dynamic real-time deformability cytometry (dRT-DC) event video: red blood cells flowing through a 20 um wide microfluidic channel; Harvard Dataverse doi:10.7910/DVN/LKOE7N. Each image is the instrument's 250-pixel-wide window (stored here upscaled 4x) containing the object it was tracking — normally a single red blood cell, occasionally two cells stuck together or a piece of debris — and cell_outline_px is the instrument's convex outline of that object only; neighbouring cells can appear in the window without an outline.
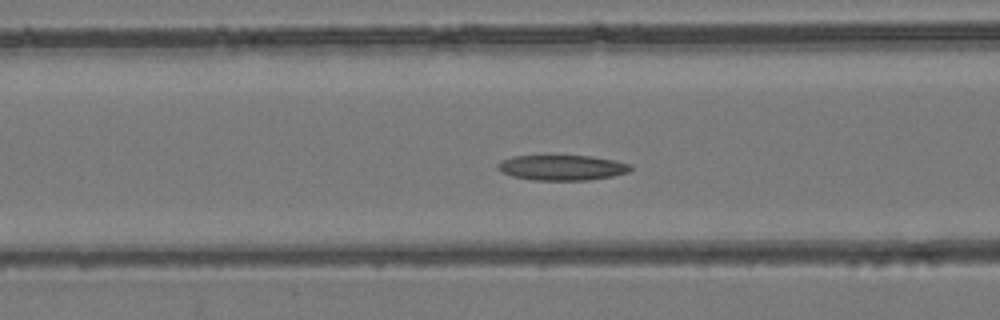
{"species": "common noctule bat (a hibernating species)", "species_latin": "Nyctalus noctula", "temperature_condition": "room temperature", "stored_images_in_passage": 47, "camera_frame_rate_fps": 3000, "um_per_image_px": 0.085, "animal": {"sex": "female", "body_mass_g": 24.6, "forearm_length_mm": 56.2}, "frame": {"image": 1, "passage_image": 18, "time_ms": 5.667, "image_size_px": [1000, 320], "cell_outline_px": [[632, 168], [628, 172], [612, 176], [588, 180], [532, 180], [512, 176], [496, 168], [496, 164], [500, 160], [512, 156], [588, 156], [612, 160], [632, 164]], "centroid_in_image_um": [47.74, 14.25], "position_along_channel_um": 118.9, "area_um2": 19.48}}
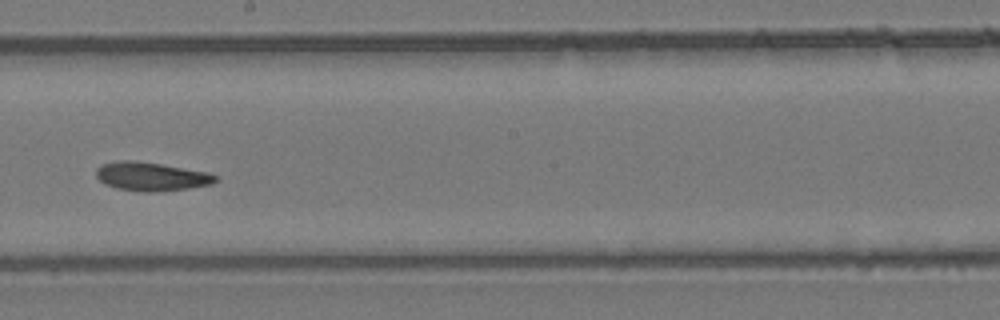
{"frame": {"image": 2, "passage_image": 26, "time_ms": 8.333, "image_size_px": [1000, 320], "cell_outline_px": [[216, 180], [212, 184], [188, 188], [156, 192], [144, 192], [116, 188], [104, 184], [96, 176], [96, 168], [100, 164], [120, 160], [128, 160], [160, 164], [208, 172], [216, 176]], "centroid_in_image_um": [12.81, 15.0], "position_along_channel_um": 235.4, "area_um2": 19.83}}
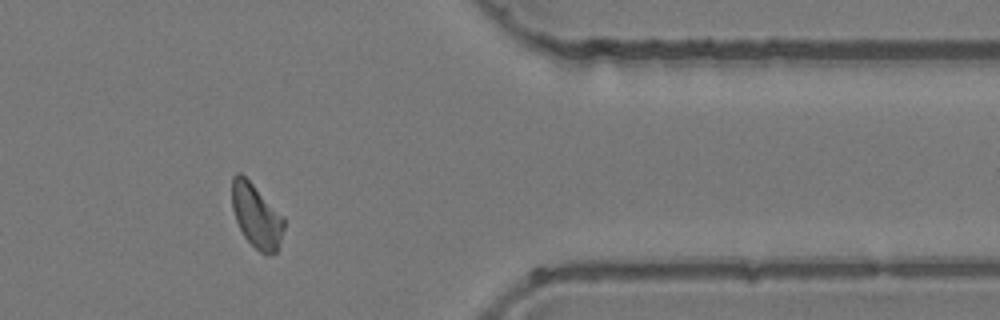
{"frame": {"image": 3, "passage_image": 38, "time_ms": 12.333, "image_size_px": [1000, 320], "cell_outline_px": [[284, 228], [276, 252], [260, 252], [244, 236], [236, 220], [232, 208], [232, 176], [236, 172], [240, 172], [284, 216]], "centroid_in_image_um": [21.78, 18.31], "position_along_channel_um": 389.6, "area_um2": 18.9}}